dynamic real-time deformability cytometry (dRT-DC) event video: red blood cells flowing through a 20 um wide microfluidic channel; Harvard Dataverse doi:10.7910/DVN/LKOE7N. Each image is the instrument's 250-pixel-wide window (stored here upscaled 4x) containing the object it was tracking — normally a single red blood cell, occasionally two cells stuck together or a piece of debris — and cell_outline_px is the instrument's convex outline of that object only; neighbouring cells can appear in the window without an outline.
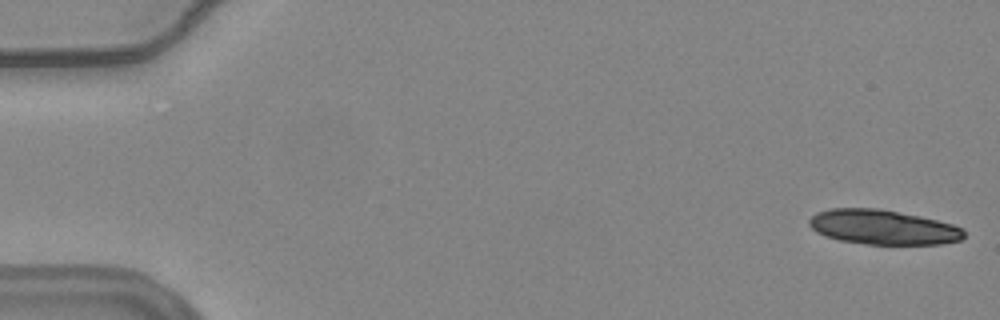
{"species": "common noctule bat (a hibernating species)", "species_latin": "Nyctalus noctula", "temperature_condition": "warm", "stored_images_in_passage": 25, "camera_frame_rate_fps": 3000, "um_per_image_px": 0.085, "animal": {"sex": "female", "body_mass_g": 24.6, "forearm_length_mm": 56.2}, "frame": {"image": 1, "passage_image": 1, "time_ms": 0.0, "image_size_px": [1000, 320], "cell_outline_px": [[964, 236], [960, 240], [940, 244], [864, 244], [840, 240], [824, 236], [816, 232], [808, 224], [808, 220], [816, 212], [828, 208], [880, 208], [920, 216], [952, 224], [964, 228]], "centroid_in_image_um": [75.02, 19.3], "position_along_channel_um": 10.0, "area_um2": 31.44}}
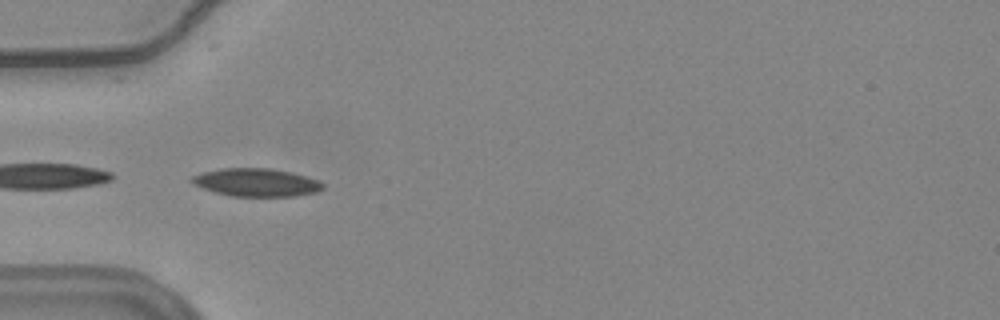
{"frame": {"image": 2, "passage_image": 18, "time_ms": 5.667, "image_size_px": [1000, 320], "cell_outline_px": [[324, 188], [316, 192], [292, 196], [232, 196], [216, 192], [192, 184], [188, 180], [192, 176], [204, 172], [220, 168], [268, 168], [292, 172], [320, 180], [324, 184]], "centroid_in_image_um": [21.79, 15.5], "position_along_channel_um": 63.2, "area_um2": 21.39}}